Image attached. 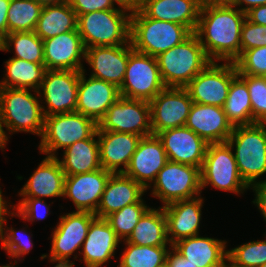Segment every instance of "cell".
Here are the masks:
<instances>
[{
  "mask_svg": "<svg viewBox=\"0 0 266 267\" xmlns=\"http://www.w3.org/2000/svg\"><path fill=\"white\" fill-rule=\"evenodd\" d=\"M96 138L99 142L101 167L112 174H117L125 172L142 136L133 133L101 131L97 127Z\"/></svg>",
  "mask_w": 266,
  "mask_h": 267,
  "instance_id": "cell-22",
  "label": "cell"
},
{
  "mask_svg": "<svg viewBox=\"0 0 266 267\" xmlns=\"http://www.w3.org/2000/svg\"><path fill=\"white\" fill-rule=\"evenodd\" d=\"M261 77L266 81V71L261 75Z\"/></svg>",
  "mask_w": 266,
  "mask_h": 267,
  "instance_id": "cell-58",
  "label": "cell"
},
{
  "mask_svg": "<svg viewBox=\"0 0 266 267\" xmlns=\"http://www.w3.org/2000/svg\"><path fill=\"white\" fill-rule=\"evenodd\" d=\"M227 143L234 149L240 176L251 186L266 173V123L233 127ZM258 178V179H257Z\"/></svg>",
  "mask_w": 266,
  "mask_h": 267,
  "instance_id": "cell-5",
  "label": "cell"
},
{
  "mask_svg": "<svg viewBox=\"0 0 266 267\" xmlns=\"http://www.w3.org/2000/svg\"><path fill=\"white\" fill-rule=\"evenodd\" d=\"M35 1L42 6H48L61 3H68L70 0H35Z\"/></svg>",
  "mask_w": 266,
  "mask_h": 267,
  "instance_id": "cell-53",
  "label": "cell"
},
{
  "mask_svg": "<svg viewBox=\"0 0 266 267\" xmlns=\"http://www.w3.org/2000/svg\"><path fill=\"white\" fill-rule=\"evenodd\" d=\"M152 134L185 126L193 101L186 88L165 87L150 102Z\"/></svg>",
  "mask_w": 266,
  "mask_h": 267,
  "instance_id": "cell-14",
  "label": "cell"
},
{
  "mask_svg": "<svg viewBox=\"0 0 266 267\" xmlns=\"http://www.w3.org/2000/svg\"><path fill=\"white\" fill-rule=\"evenodd\" d=\"M66 175L56 157H45L19 192L22 197H63Z\"/></svg>",
  "mask_w": 266,
  "mask_h": 267,
  "instance_id": "cell-28",
  "label": "cell"
},
{
  "mask_svg": "<svg viewBox=\"0 0 266 267\" xmlns=\"http://www.w3.org/2000/svg\"><path fill=\"white\" fill-rule=\"evenodd\" d=\"M4 37L0 34V50H4Z\"/></svg>",
  "mask_w": 266,
  "mask_h": 267,
  "instance_id": "cell-57",
  "label": "cell"
},
{
  "mask_svg": "<svg viewBox=\"0 0 266 267\" xmlns=\"http://www.w3.org/2000/svg\"><path fill=\"white\" fill-rule=\"evenodd\" d=\"M223 109L232 127L248 126L256 123L252 119V105L247 84L238 75L230 84Z\"/></svg>",
  "mask_w": 266,
  "mask_h": 267,
  "instance_id": "cell-34",
  "label": "cell"
},
{
  "mask_svg": "<svg viewBox=\"0 0 266 267\" xmlns=\"http://www.w3.org/2000/svg\"><path fill=\"white\" fill-rule=\"evenodd\" d=\"M130 55V41L118 46L86 48L85 61L92 68L91 77L121 87Z\"/></svg>",
  "mask_w": 266,
  "mask_h": 267,
  "instance_id": "cell-20",
  "label": "cell"
},
{
  "mask_svg": "<svg viewBox=\"0 0 266 267\" xmlns=\"http://www.w3.org/2000/svg\"><path fill=\"white\" fill-rule=\"evenodd\" d=\"M125 241L139 246H167L169 240L163 207H150Z\"/></svg>",
  "mask_w": 266,
  "mask_h": 267,
  "instance_id": "cell-31",
  "label": "cell"
},
{
  "mask_svg": "<svg viewBox=\"0 0 266 267\" xmlns=\"http://www.w3.org/2000/svg\"><path fill=\"white\" fill-rule=\"evenodd\" d=\"M111 174L100 168L83 174L66 176L63 197L72 200L76 211L95 213Z\"/></svg>",
  "mask_w": 266,
  "mask_h": 267,
  "instance_id": "cell-21",
  "label": "cell"
},
{
  "mask_svg": "<svg viewBox=\"0 0 266 267\" xmlns=\"http://www.w3.org/2000/svg\"><path fill=\"white\" fill-rule=\"evenodd\" d=\"M10 208L14 211L17 210V212H11V217L14 215L22 218V220H27V222L45 219L50 214L49 205L43 199L34 197H22L18 205H11Z\"/></svg>",
  "mask_w": 266,
  "mask_h": 267,
  "instance_id": "cell-43",
  "label": "cell"
},
{
  "mask_svg": "<svg viewBox=\"0 0 266 267\" xmlns=\"http://www.w3.org/2000/svg\"><path fill=\"white\" fill-rule=\"evenodd\" d=\"M10 264H11V262H10L8 265H7V264L4 265L3 267H15L14 264H11V265H10ZM12 265H13V266H12Z\"/></svg>",
  "mask_w": 266,
  "mask_h": 267,
  "instance_id": "cell-59",
  "label": "cell"
},
{
  "mask_svg": "<svg viewBox=\"0 0 266 267\" xmlns=\"http://www.w3.org/2000/svg\"><path fill=\"white\" fill-rule=\"evenodd\" d=\"M246 84L252 105V119L266 123V81L261 76L238 75Z\"/></svg>",
  "mask_w": 266,
  "mask_h": 267,
  "instance_id": "cell-41",
  "label": "cell"
},
{
  "mask_svg": "<svg viewBox=\"0 0 266 267\" xmlns=\"http://www.w3.org/2000/svg\"><path fill=\"white\" fill-rule=\"evenodd\" d=\"M80 73L74 70H46L38 91L47 105V108L42 105L45 117L76 112Z\"/></svg>",
  "mask_w": 266,
  "mask_h": 267,
  "instance_id": "cell-13",
  "label": "cell"
},
{
  "mask_svg": "<svg viewBox=\"0 0 266 267\" xmlns=\"http://www.w3.org/2000/svg\"><path fill=\"white\" fill-rule=\"evenodd\" d=\"M232 267H259L266 263V240L251 241L228 250Z\"/></svg>",
  "mask_w": 266,
  "mask_h": 267,
  "instance_id": "cell-39",
  "label": "cell"
},
{
  "mask_svg": "<svg viewBox=\"0 0 266 267\" xmlns=\"http://www.w3.org/2000/svg\"><path fill=\"white\" fill-rule=\"evenodd\" d=\"M0 149H1V123H0Z\"/></svg>",
  "mask_w": 266,
  "mask_h": 267,
  "instance_id": "cell-60",
  "label": "cell"
},
{
  "mask_svg": "<svg viewBox=\"0 0 266 267\" xmlns=\"http://www.w3.org/2000/svg\"><path fill=\"white\" fill-rule=\"evenodd\" d=\"M69 3L77 16L94 11L122 9L115 7L113 0H70Z\"/></svg>",
  "mask_w": 266,
  "mask_h": 267,
  "instance_id": "cell-45",
  "label": "cell"
},
{
  "mask_svg": "<svg viewBox=\"0 0 266 267\" xmlns=\"http://www.w3.org/2000/svg\"><path fill=\"white\" fill-rule=\"evenodd\" d=\"M96 215L88 211H73L61 215L52 232L50 262H69L75 250L81 249L91 222Z\"/></svg>",
  "mask_w": 266,
  "mask_h": 267,
  "instance_id": "cell-15",
  "label": "cell"
},
{
  "mask_svg": "<svg viewBox=\"0 0 266 267\" xmlns=\"http://www.w3.org/2000/svg\"><path fill=\"white\" fill-rule=\"evenodd\" d=\"M7 203L10 204V202L3 199L2 191L0 189V213H8L10 211V206Z\"/></svg>",
  "mask_w": 266,
  "mask_h": 267,
  "instance_id": "cell-54",
  "label": "cell"
},
{
  "mask_svg": "<svg viewBox=\"0 0 266 267\" xmlns=\"http://www.w3.org/2000/svg\"><path fill=\"white\" fill-rule=\"evenodd\" d=\"M226 267H232L229 263L226 264Z\"/></svg>",
  "mask_w": 266,
  "mask_h": 267,
  "instance_id": "cell-61",
  "label": "cell"
},
{
  "mask_svg": "<svg viewBox=\"0 0 266 267\" xmlns=\"http://www.w3.org/2000/svg\"><path fill=\"white\" fill-rule=\"evenodd\" d=\"M233 150L227 142L208 144L200 169L201 189L211 185L221 191L240 194L250 188L239 174Z\"/></svg>",
  "mask_w": 266,
  "mask_h": 267,
  "instance_id": "cell-8",
  "label": "cell"
},
{
  "mask_svg": "<svg viewBox=\"0 0 266 267\" xmlns=\"http://www.w3.org/2000/svg\"><path fill=\"white\" fill-rule=\"evenodd\" d=\"M167 161L166 151L157 135L145 136L140 139L123 174L134 179L145 190H148Z\"/></svg>",
  "mask_w": 266,
  "mask_h": 267,
  "instance_id": "cell-16",
  "label": "cell"
},
{
  "mask_svg": "<svg viewBox=\"0 0 266 267\" xmlns=\"http://www.w3.org/2000/svg\"><path fill=\"white\" fill-rule=\"evenodd\" d=\"M252 190L255 191V199L253 204L258 207L265 222H266V180H259V183L251 186ZM266 233V232H265Z\"/></svg>",
  "mask_w": 266,
  "mask_h": 267,
  "instance_id": "cell-46",
  "label": "cell"
},
{
  "mask_svg": "<svg viewBox=\"0 0 266 267\" xmlns=\"http://www.w3.org/2000/svg\"><path fill=\"white\" fill-rule=\"evenodd\" d=\"M164 88L156 57L134 50L130 42V55L124 81L119 88L120 95L150 102Z\"/></svg>",
  "mask_w": 266,
  "mask_h": 267,
  "instance_id": "cell-9",
  "label": "cell"
},
{
  "mask_svg": "<svg viewBox=\"0 0 266 267\" xmlns=\"http://www.w3.org/2000/svg\"><path fill=\"white\" fill-rule=\"evenodd\" d=\"M33 91L37 95L31 93ZM38 96V97H36ZM38 91L30 89L0 88L1 150H4L8 134L27 132L42 136L45 115ZM41 102V104H40Z\"/></svg>",
  "mask_w": 266,
  "mask_h": 267,
  "instance_id": "cell-2",
  "label": "cell"
},
{
  "mask_svg": "<svg viewBox=\"0 0 266 267\" xmlns=\"http://www.w3.org/2000/svg\"><path fill=\"white\" fill-rule=\"evenodd\" d=\"M191 34L186 26L148 18L141 10L130 16V42L133 49L153 57L182 43Z\"/></svg>",
  "mask_w": 266,
  "mask_h": 267,
  "instance_id": "cell-4",
  "label": "cell"
},
{
  "mask_svg": "<svg viewBox=\"0 0 266 267\" xmlns=\"http://www.w3.org/2000/svg\"><path fill=\"white\" fill-rule=\"evenodd\" d=\"M74 263L72 261H57V264L54 267H74Z\"/></svg>",
  "mask_w": 266,
  "mask_h": 267,
  "instance_id": "cell-55",
  "label": "cell"
},
{
  "mask_svg": "<svg viewBox=\"0 0 266 267\" xmlns=\"http://www.w3.org/2000/svg\"><path fill=\"white\" fill-rule=\"evenodd\" d=\"M97 131L88 139L77 141L63 151V158L58 159L66 176L83 174L101 167Z\"/></svg>",
  "mask_w": 266,
  "mask_h": 267,
  "instance_id": "cell-30",
  "label": "cell"
},
{
  "mask_svg": "<svg viewBox=\"0 0 266 267\" xmlns=\"http://www.w3.org/2000/svg\"><path fill=\"white\" fill-rule=\"evenodd\" d=\"M113 2L130 13L139 11L143 4V0H113Z\"/></svg>",
  "mask_w": 266,
  "mask_h": 267,
  "instance_id": "cell-51",
  "label": "cell"
},
{
  "mask_svg": "<svg viewBox=\"0 0 266 267\" xmlns=\"http://www.w3.org/2000/svg\"><path fill=\"white\" fill-rule=\"evenodd\" d=\"M234 64L238 75L261 76L266 71V46L243 51Z\"/></svg>",
  "mask_w": 266,
  "mask_h": 267,
  "instance_id": "cell-42",
  "label": "cell"
},
{
  "mask_svg": "<svg viewBox=\"0 0 266 267\" xmlns=\"http://www.w3.org/2000/svg\"><path fill=\"white\" fill-rule=\"evenodd\" d=\"M200 9L194 0H143L140 10L148 18L181 24L194 33Z\"/></svg>",
  "mask_w": 266,
  "mask_h": 267,
  "instance_id": "cell-29",
  "label": "cell"
},
{
  "mask_svg": "<svg viewBox=\"0 0 266 267\" xmlns=\"http://www.w3.org/2000/svg\"><path fill=\"white\" fill-rule=\"evenodd\" d=\"M185 126L208 144L227 142L233 130L222 107L198 103L192 104Z\"/></svg>",
  "mask_w": 266,
  "mask_h": 267,
  "instance_id": "cell-24",
  "label": "cell"
},
{
  "mask_svg": "<svg viewBox=\"0 0 266 267\" xmlns=\"http://www.w3.org/2000/svg\"><path fill=\"white\" fill-rule=\"evenodd\" d=\"M6 73L0 88L30 89L39 91L45 76L44 64L33 63L19 58L5 62Z\"/></svg>",
  "mask_w": 266,
  "mask_h": 267,
  "instance_id": "cell-33",
  "label": "cell"
},
{
  "mask_svg": "<svg viewBox=\"0 0 266 267\" xmlns=\"http://www.w3.org/2000/svg\"><path fill=\"white\" fill-rule=\"evenodd\" d=\"M156 135L162 142L168 160L201 169L208 143L191 129L181 126Z\"/></svg>",
  "mask_w": 266,
  "mask_h": 267,
  "instance_id": "cell-18",
  "label": "cell"
},
{
  "mask_svg": "<svg viewBox=\"0 0 266 267\" xmlns=\"http://www.w3.org/2000/svg\"><path fill=\"white\" fill-rule=\"evenodd\" d=\"M127 246L118 267H165L167 246H139L123 241Z\"/></svg>",
  "mask_w": 266,
  "mask_h": 267,
  "instance_id": "cell-36",
  "label": "cell"
},
{
  "mask_svg": "<svg viewBox=\"0 0 266 267\" xmlns=\"http://www.w3.org/2000/svg\"><path fill=\"white\" fill-rule=\"evenodd\" d=\"M245 19L246 14L229 3L200 9L194 33L211 61L234 62L240 56Z\"/></svg>",
  "mask_w": 266,
  "mask_h": 267,
  "instance_id": "cell-1",
  "label": "cell"
},
{
  "mask_svg": "<svg viewBox=\"0 0 266 267\" xmlns=\"http://www.w3.org/2000/svg\"><path fill=\"white\" fill-rule=\"evenodd\" d=\"M7 213H0V241H2L3 219Z\"/></svg>",
  "mask_w": 266,
  "mask_h": 267,
  "instance_id": "cell-56",
  "label": "cell"
},
{
  "mask_svg": "<svg viewBox=\"0 0 266 267\" xmlns=\"http://www.w3.org/2000/svg\"><path fill=\"white\" fill-rule=\"evenodd\" d=\"M149 208L142 198L138 203L127 205L119 211L112 213L105 220L122 242V240L124 241L130 236L140 218Z\"/></svg>",
  "mask_w": 266,
  "mask_h": 267,
  "instance_id": "cell-38",
  "label": "cell"
},
{
  "mask_svg": "<svg viewBox=\"0 0 266 267\" xmlns=\"http://www.w3.org/2000/svg\"><path fill=\"white\" fill-rule=\"evenodd\" d=\"M121 97L119 88L109 82L80 73L76 112L90 117L97 124L108 108Z\"/></svg>",
  "mask_w": 266,
  "mask_h": 267,
  "instance_id": "cell-17",
  "label": "cell"
},
{
  "mask_svg": "<svg viewBox=\"0 0 266 267\" xmlns=\"http://www.w3.org/2000/svg\"><path fill=\"white\" fill-rule=\"evenodd\" d=\"M152 195L170 203L192 199L201 194L200 168L168 160L153 184Z\"/></svg>",
  "mask_w": 266,
  "mask_h": 267,
  "instance_id": "cell-10",
  "label": "cell"
},
{
  "mask_svg": "<svg viewBox=\"0 0 266 267\" xmlns=\"http://www.w3.org/2000/svg\"><path fill=\"white\" fill-rule=\"evenodd\" d=\"M246 18L254 24L266 26V5L252 8L246 13Z\"/></svg>",
  "mask_w": 266,
  "mask_h": 267,
  "instance_id": "cell-48",
  "label": "cell"
},
{
  "mask_svg": "<svg viewBox=\"0 0 266 267\" xmlns=\"http://www.w3.org/2000/svg\"><path fill=\"white\" fill-rule=\"evenodd\" d=\"M101 131L152 135L150 104L147 101L120 97L99 121Z\"/></svg>",
  "mask_w": 266,
  "mask_h": 267,
  "instance_id": "cell-12",
  "label": "cell"
},
{
  "mask_svg": "<svg viewBox=\"0 0 266 267\" xmlns=\"http://www.w3.org/2000/svg\"><path fill=\"white\" fill-rule=\"evenodd\" d=\"M238 75L234 62L211 61L185 87L193 103L222 107L232 80Z\"/></svg>",
  "mask_w": 266,
  "mask_h": 267,
  "instance_id": "cell-11",
  "label": "cell"
},
{
  "mask_svg": "<svg viewBox=\"0 0 266 267\" xmlns=\"http://www.w3.org/2000/svg\"><path fill=\"white\" fill-rule=\"evenodd\" d=\"M85 47L78 30L43 40L44 65L47 70L84 69ZM82 58V60H81Z\"/></svg>",
  "mask_w": 266,
  "mask_h": 267,
  "instance_id": "cell-19",
  "label": "cell"
},
{
  "mask_svg": "<svg viewBox=\"0 0 266 267\" xmlns=\"http://www.w3.org/2000/svg\"><path fill=\"white\" fill-rule=\"evenodd\" d=\"M78 16L70 3L43 6L34 32L42 39H49L77 30Z\"/></svg>",
  "mask_w": 266,
  "mask_h": 267,
  "instance_id": "cell-32",
  "label": "cell"
},
{
  "mask_svg": "<svg viewBox=\"0 0 266 267\" xmlns=\"http://www.w3.org/2000/svg\"><path fill=\"white\" fill-rule=\"evenodd\" d=\"M266 46V26L244 20L241 28L240 54L251 48Z\"/></svg>",
  "mask_w": 266,
  "mask_h": 267,
  "instance_id": "cell-44",
  "label": "cell"
},
{
  "mask_svg": "<svg viewBox=\"0 0 266 267\" xmlns=\"http://www.w3.org/2000/svg\"><path fill=\"white\" fill-rule=\"evenodd\" d=\"M42 9L35 0H11L7 12L8 33L34 31Z\"/></svg>",
  "mask_w": 266,
  "mask_h": 267,
  "instance_id": "cell-37",
  "label": "cell"
},
{
  "mask_svg": "<svg viewBox=\"0 0 266 267\" xmlns=\"http://www.w3.org/2000/svg\"><path fill=\"white\" fill-rule=\"evenodd\" d=\"M120 241L109 223L96 217L89 226L79 254L83 255L86 267H101L114 258Z\"/></svg>",
  "mask_w": 266,
  "mask_h": 267,
  "instance_id": "cell-25",
  "label": "cell"
},
{
  "mask_svg": "<svg viewBox=\"0 0 266 267\" xmlns=\"http://www.w3.org/2000/svg\"><path fill=\"white\" fill-rule=\"evenodd\" d=\"M15 50L14 58L44 64L43 40L34 31L8 33L4 39V50Z\"/></svg>",
  "mask_w": 266,
  "mask_h": 267,
  "instance_id": "cell-35",
  "label": "cell"
},
{
  "mask_svg": "<svg viewBox=\"0 0 266 267\" xmlns=\"http://www.w3.org/2000/svg\"><path fill=\"white\" fill-rule=\"evenodd\" d=\"M203 202V198L197 196L162 206L166 216L169 248L181 239L199 235Z\"/></svg>",
  "mask_w": 266,
  "mask_h": 267,
  "instance_id": "cell-23",
  "label": "cell"
},
{
  "mask_svg": "<svg viewBox=\"0 0 266 267\" xmlns=\"http://www.w3.org/2000/svg\"><path fill=\"white\" fill-rule=\"evenodd\" d=\"M165 267H197L194 266L189 260H186L179 252H177L172 246L168 250L166 255Z\"/></svg>",
  "mask_w": 266,
  "mask_h": 267,
  "instance_id": "cell-47",
  "label": "cell"
},
{
  "mask_svg": "<svg viewBox=\"0 0 266 267\" xmlns=\"http://www.w3.org/2000/svg\"><path fill=\"white\" fill-rule=\"evenodd\" d=\"M11 0H0V34L5 38L8 34L7 12Z\"/></svg>",
  "mask_w": 266,
  "mask_h": 267,
  "instance_id": "cell-49",
  "label": "cell"
},
{
  "mask_svg": "<svg viewBox=\"0 0 266 267\" xmlns=\"http://www.w3.org/2000/svg\"><path fill=\"white\" fill-rule=\"evenodd\" d=\"M130 16L125 9L78 15L77 30L84 47L118 46L130 41Z\"/></svg>",
  "mask_w": 266,
  "mask_h": 267,
  "instance_id": "cell-6",
  "label": "cell"
},
{
  "mask_svg": "<svg viewBox=\"0 0 266 267\" xmlns=\"http://www.w3.org/2000/svg\"><path fill=\"white\" fill-rule=\"evenodd\" d=\"M194 1L200 8L207 6L224 5L229 2V0H194Z\"/></svg>",
  "mask_w": 266,
  "mask_h": 267,
  "instance_id": "cell-52",
  "label": "cell"
},
{
  "mask_svg": "<svg viewBox=\"0 0 266 267\" xmlns=\"http://www.w3.org/2000/svg\"><path fill=\"white\" fill-rule=\"evenodd\" d=\"M165 87L185 88L211 60L195 33L156 57Z\"/></svg>",
  "mask_w": 266,
  "mask_h": 267,
  "instance_id": "cell-3",
  "label": "cell"
},
{
  "mask_svg": "<svg viewBox=\"0 0 266 267\" xmlns=\"http://www.w3.org/2000/svg\"><path fill=\"white\" fill-rule=\"evenodd\" d=\"M227 242L209 237L191 236L172 245L186 260L197 267H226Z\"/></svg>",
  "mask_w": 266,
  "mask_h": 267,
  "instance_id": "cell-27",
  "label": "cell"
},
{
  "mask_svg": "<svg viewBox=\"0 0 266 267\" xmlns=\"http://www.w3.org/2000/svg\"><path fill=\"white\" fill-rule=\"evenodd\" d=\"M228 3L237 8L239 6L240 8L238 9L243 11L246 14L252 8H255L261 5H266V0H229ZM243 4H244V7L242 8L241 6H243Z\"/></svg>",
  "mask_w": 266,
  "mask_h": 267,
  "instance_id": "cell-50",
  "label": "cell"
},
{
  "mask_svg": "<svg viewBox=\"0 0 266 267\" xmlns=\"http://www.w3.org/2000/svg\"><path fill=\"white\" fill-rule=\"evenodd\" d=\"M145 192L138 182L123 173L111 174L94 214L105 219L127 205L138 203Z\"/></svg>",
  "mask_w": 266,
  "mask_h": 267,
  "instance_id": "cell-26",
  "label": "cell"
},
{
  "mask_svg": "<svg viewBox=\"0 0 266 267\" xmlns=\"http://www.w3.org/2000/svg\"><path fill=\"white\" fill-rule=\"evenodd\" d=\"M11 211H9L3 219V230H2V241L0 247L1 249H4L9 259H18L26 254H29L30 249L33 247V244L31 242V236L23 229L21 231H17L14 228H6L4 225L6 224L7 215L10 216ZM24 231V232H23ZM23 232V233H22ZM26 233V234H25ZM25 235V236H24Z\"/></svg>",
  "mask_w": 266,
  "mask_h": 267,
  "instance_id": "cell-40",
  "label": "cell"
},
{
  "mask_svg": "<svg viewBox=\"0 0 266 267\" xmlns=\"http://www.w3.org/2000/svg\"><path fill=\"white\" fill-rule=\"evenodd\" d=\"M97 127L93 119L78 112L46 116L38 147L40 153L56 157L58 149L65 150L77 141L90 138Z\"/></svg>",
  "mask_w": 266,
  "mask_h": 267,
  "instance_id": "cell-7",
  "label": "cell"
}]
</instances>
